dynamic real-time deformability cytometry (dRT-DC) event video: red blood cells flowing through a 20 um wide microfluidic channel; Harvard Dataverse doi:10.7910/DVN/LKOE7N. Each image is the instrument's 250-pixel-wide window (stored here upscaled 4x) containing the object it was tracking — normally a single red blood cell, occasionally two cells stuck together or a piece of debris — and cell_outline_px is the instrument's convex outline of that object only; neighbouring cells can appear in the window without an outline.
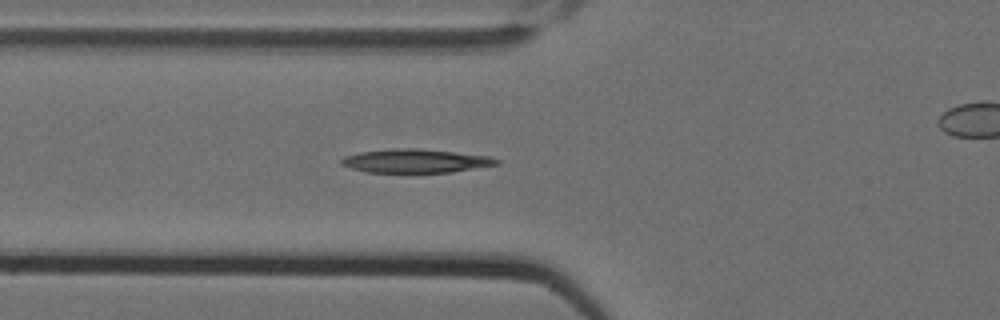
{"species": "Egyptian fruit bat (a non-hibernating species)", "species_latin": "Rousettus aegyptiacus", "temperature_condition": "cold", "stored_images_in_passage": 7, "segment_of_instrument_passage": [1, 2], "camera_frame_rate_fps": 3000, "um_per_image_px": 0.085, "animal": {"sex": "female"}, "frame": {"image": 1, "passage_image": 6, "time_ms": 1.667, "image_size_px": [1000, 320], "cell_outline_px": [[500, 164], [452, 172], [368, 172], [352, 168], [340, 164], [340, 160], [344, 156], [360, 152], [400, 148], [416, 148], [488, 156], [500, 160]], "centroid_in_image_um": [35.32, 13.68], "position_along_channel_um": 90.5, "area_um2": 21.1}}